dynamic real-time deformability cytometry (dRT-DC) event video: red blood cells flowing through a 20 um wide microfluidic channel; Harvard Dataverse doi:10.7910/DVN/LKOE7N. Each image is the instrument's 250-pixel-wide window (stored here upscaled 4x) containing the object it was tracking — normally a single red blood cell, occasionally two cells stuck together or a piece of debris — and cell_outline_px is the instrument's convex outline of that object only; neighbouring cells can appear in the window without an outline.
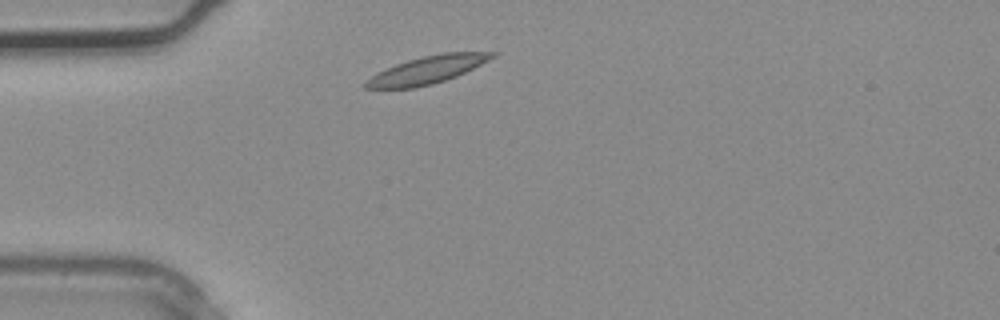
{"species": "common noctule bat (a hibernating species)", "species_latin": "Nyctalus noctula", "temperature_condition": "warm", "stored_images_in_passage": 1, "camera_frame_rate_fps": 3000, "um_per_image_px": 0.085, "animal": {"sex": "male", "body_mass_g": 20.4}, "frame": {"image": 1, "passage_image": 1, "time_ms": 0.0, "image_size_px": [1000, 320], "cell_outline_px": [[500, 52], [496, 56], [456, 76], [432, 84], [416, 88], [364, 88], [360, 84], [364, 80], [396, 64], [408, 60], [424, 56], [444, 52]], "centroid_in_image_um": [36.29, 5.95], "position_along_channel_um": 48.7, "area_um2": 20.06}}